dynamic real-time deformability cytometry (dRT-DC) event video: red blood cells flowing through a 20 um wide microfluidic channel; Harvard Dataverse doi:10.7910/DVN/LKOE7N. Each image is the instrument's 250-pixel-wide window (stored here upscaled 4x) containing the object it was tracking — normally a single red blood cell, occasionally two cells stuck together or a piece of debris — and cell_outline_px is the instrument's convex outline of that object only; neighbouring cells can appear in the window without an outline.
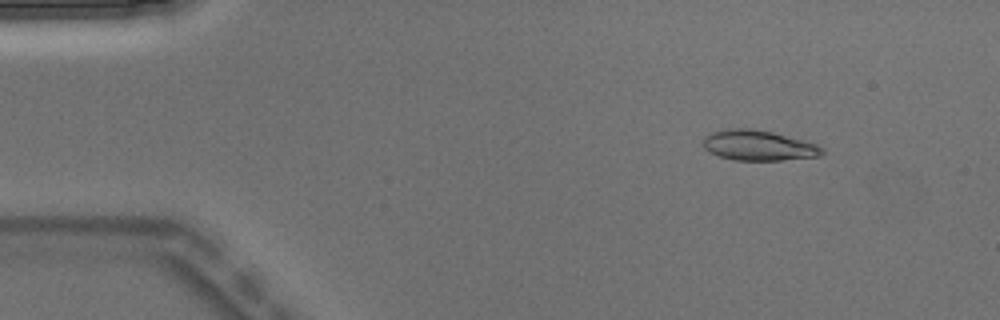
{"species": "Egyptian fruit bat (a non-hibernating species)", "species_latin": "Rousettus aegyptiacus", "temperature_condition": "warm", "stored_images_in_passage": 3, "camera_frame_rate_fps": 3000, "um_per_image_px": 0.085, "animal": {"sex": "male"}, "frame": {"image": 1, "passage_image": 1, "time_ms": 0.0, "image_size_px": [1000, 320], "cell_outline_px": [[824, 152], [820, 156], [780, 160], [732, 160], [708, 152], [704, 148], [704, 136], [712, 132], [728, 128], [748, 128], [772, 132], [816, 144], [824, 148]], "centroid_in_image_um": [64.44, 12.36], "position_along_channel_um": 20.6, "area_um2": 20.87}}